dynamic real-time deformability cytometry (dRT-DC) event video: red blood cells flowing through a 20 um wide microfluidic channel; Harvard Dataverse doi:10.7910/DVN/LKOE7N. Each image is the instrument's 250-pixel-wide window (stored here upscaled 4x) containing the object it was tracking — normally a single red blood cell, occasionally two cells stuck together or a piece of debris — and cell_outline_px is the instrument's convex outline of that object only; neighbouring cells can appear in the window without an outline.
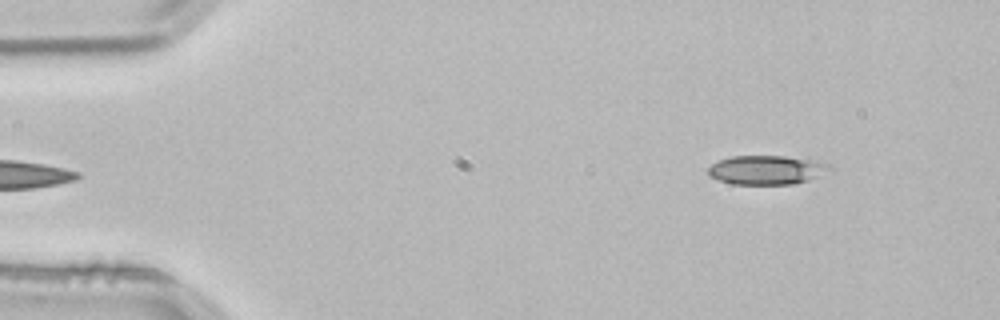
{"species": "common noctule bat (a hibernating species)", "species_latin": "Nyctalus noctula", "temperature_condition": "room temperature", "stored_images_in_passage": 4, "camera_frame_rate_fps": 3000, "um_per_image_px": 0.085, "animal": {"sex": "male", "body_mass_g": 21.5, "forearm_length_mm": 52.0}, "frame": {"image": 1, "passage_image": 4, "time_ms": 1.0, "image_size_px": [1000, 320], "cell_outline_px": [[832, 172], [796, 184], [732, 184], [708, 176], [708, 168], [712, 164], [720, 160], [732, 156], [784, 156], [816, 160], [828, 164], [832, 168]], "centroid_in_image_um": [65.21, 14.45], "position_along_channel_um": 19.8, "area_um2": 20.75}}